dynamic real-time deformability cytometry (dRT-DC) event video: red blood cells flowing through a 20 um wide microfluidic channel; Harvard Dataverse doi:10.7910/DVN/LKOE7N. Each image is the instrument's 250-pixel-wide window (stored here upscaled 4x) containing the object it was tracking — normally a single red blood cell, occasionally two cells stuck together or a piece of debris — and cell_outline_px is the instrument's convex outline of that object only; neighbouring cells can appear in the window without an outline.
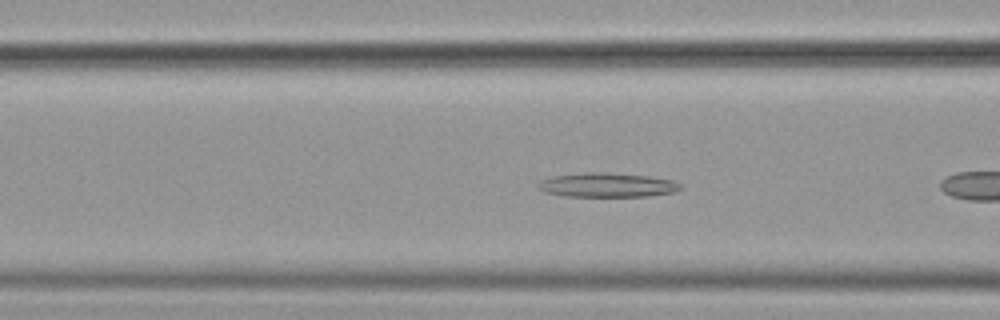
{"species": "common noctule bat (a hibernating species)", "species_latin": "Nyctalus noctula", "temperature_condition": "cold", "stored_images_in_passage": 44, "camera_frame_rate_fps": 3000, "um_per_image_px": 0.085, "animal": {"sex": "female", "body_mass_g": 19.9}, "frame": {"image": 1, "passage_image": 9, "time_ms": 2.667, "image_size_px": [1000, 320], "cell_outline_px": [[684, 188], [672, 192], [648, 196], [564, 196], [544, 192], [536, 188], [536, 184], [540, 180], [552, 176], [584, 172], [608, 172], [648, 176], [672, 180], [680, 184]], "centroid_in_image_um": [51.55, 15.72], "position_along_channel_um": 115.1, "area_um2": 20.29}}
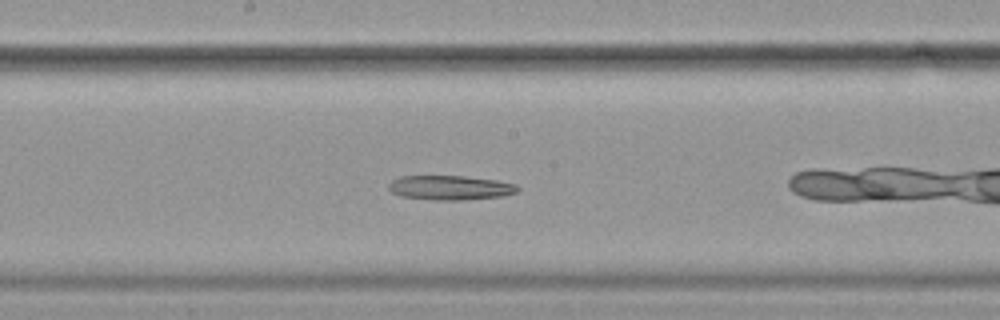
{"frame": {"image": 2, "passage_image": 17, "time_ms": 5.333, "image_size_px": [1000, 320], "cell_outline_px": [[520, 188], [516, 192], [504, 196], [464, 200], [436, 200], [400, 196], [392, 192], [388, 188], [388, 184], [392, 180], [400, 176], [464, 176], [496, 180], [516, 184]], "centroid_in_image_um": [38.27, 15.95], "position_along_channel_um": 209.9, "area_um2": 18.44}}
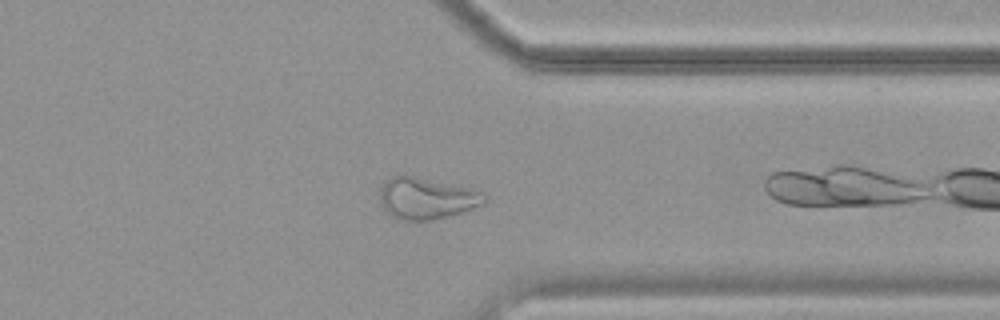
{"frame": {"image": 3, "passage_image": 31, "time_ms": 10.0, "image_size_px": [1000, 320], "cell_outline_px": [[488, 200], [484, 204], [448, 216], [432, 220], [396, 220], [380, 204], [380, 188], [392, 176], [404, 172], [460, 184], [484, 192], [488, 196]], "centroid_in_image_um": [36.29, 16.8], "position_along_channel_um": 375.1, "area_um2": 26.3}}